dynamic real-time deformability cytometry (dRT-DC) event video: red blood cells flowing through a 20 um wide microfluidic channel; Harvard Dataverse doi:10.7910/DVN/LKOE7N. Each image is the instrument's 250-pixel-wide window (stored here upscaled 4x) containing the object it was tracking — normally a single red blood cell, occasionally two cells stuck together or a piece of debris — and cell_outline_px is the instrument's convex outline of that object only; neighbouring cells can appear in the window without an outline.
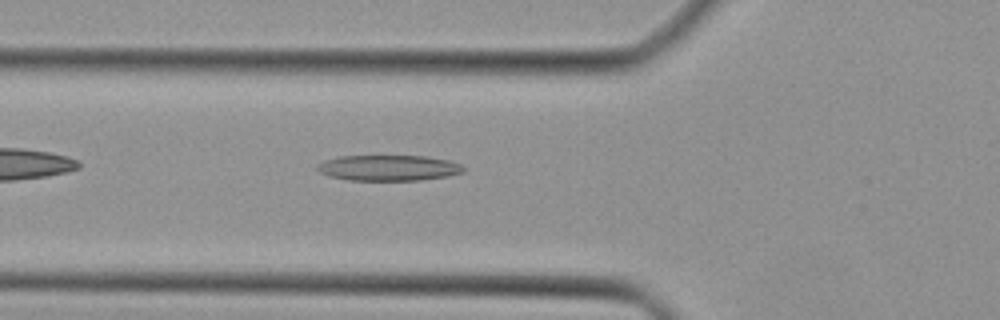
{"species": "Egyptian fruit bat (a non-hibernating species)", "species_latin": "Rousettus aegyptiacus", "temperature_condition": "cold", "stored_images_in_passage": 33, "camera_frame_rate_fps": 3000, "um_per_image_px": 0.085, "animal": {"sex": "female"}, "frame": {"image": 1, "passage_image": 4, "time_ms": 1.0, "image_size_px": [1000, 320], "cell_outline_px": [[464, 172], [448, 176], [420, 180], [348, 180], [328, 176], [320, 172], [316, 168], [316, 164], [324, 160], [340, 156], [428, 156], [448, 160], [460, 164], [464, 168]], "centroid_in_image_um": [33.01, 14.27], "position_along_channel_um": 92.8, "area_um2": 21.96}}
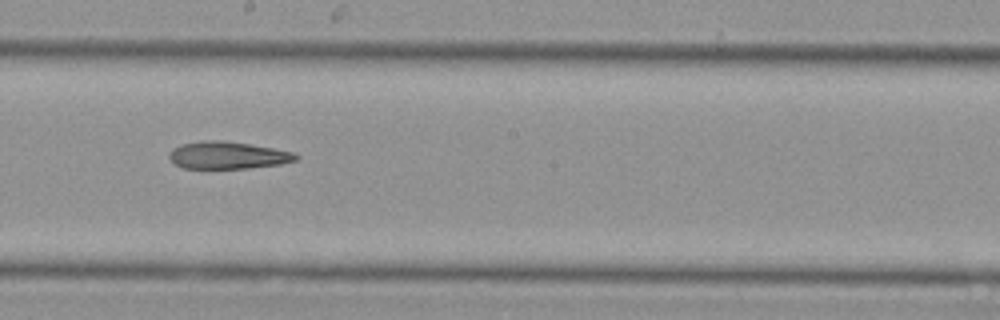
{"frame": {"image": 2, "passage_image": 13, "time_ms": 4.0, "image_size_px": [1000, 320], "cell_outline_px": [[300, 156], [296, 160], [280, 164], [248, 168], [180, 168], [168, 156], [172, 148], [180, 144], [204, 140], [224, 140], [272, 148], [292, 152]], "centroid_in_image_um": [19.32, 13.19], "position_along_channel_um": 228.9, "area_um2": 20.06}}
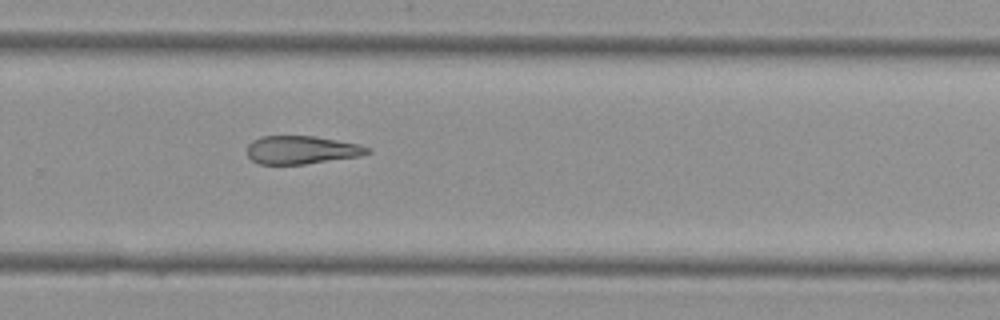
{"frame": {"image": 3, "passage_image": 18, "time_ms": 5.667, "image_size_px": [1000, 320], "cell_outline_px": [[372, 152], [360, 156], [304, 164], [260, 164], [252, 160], [248, 156], [248, 144], [252, 140], [260, 136], [316, 136], [360, 144], [368, 148]], "centroid_in_image_um": [25.63, 12.73], "position_along_channel_um": 304.2, "area_um2": 19.77}}